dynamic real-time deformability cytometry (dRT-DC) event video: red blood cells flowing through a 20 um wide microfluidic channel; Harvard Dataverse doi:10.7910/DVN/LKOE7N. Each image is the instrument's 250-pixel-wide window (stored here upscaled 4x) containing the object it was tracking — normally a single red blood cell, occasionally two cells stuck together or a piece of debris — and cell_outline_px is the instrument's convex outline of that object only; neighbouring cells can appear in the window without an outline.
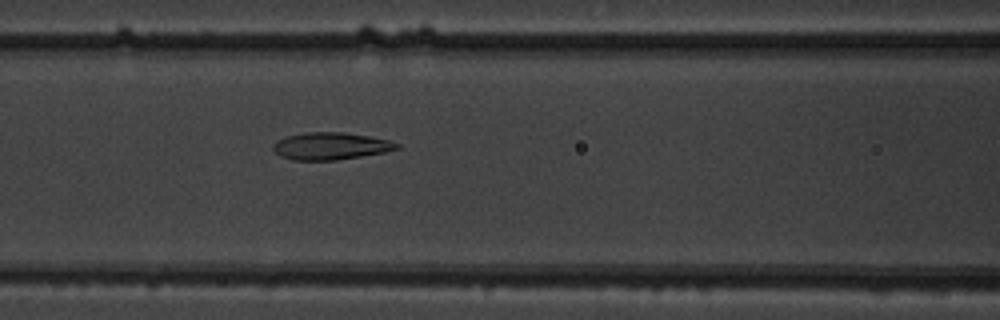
{"species": "common noctule bat (a hibernating species)", "species_latin": "Nyctalus noctula", "temperature_condition": "warm", "stored_images_in_passage": 53, "camera_frame_rate_fps": 3000, "um_per_image_px": 0.085, "animal": {"sex": "male", "body_mass_g": 19.5, "forearm_length_mm": 54.6}, "frame": {"image": 1, "passage_image": 23, "time_ms": 7.333, "image_size_px": [1000, 320], "cell_outline_px": [[400, 148], [384, 152], [336, 160], [292, 160], [280, 156], [272, 148], [272, 144], [276, 140], [284, 136], [304, 132], [344, 132], [368, 136], [388, 140], [400, 144]], "centroid_in_image_um": [28.05, 12.41], "position_along_channel_um": 138.6, "area_um2": 19.71}}
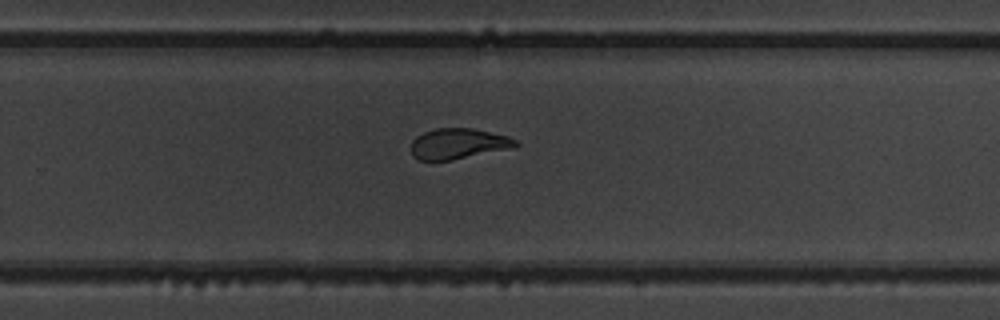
{"frame": {"image": 2, "passage_image": 35, "time_ms": 11.333, "image_size_px": [1000, 320], "cell_outline_px": [[520, 144], [516, 148], [452, 160], [420, 160], [412, 156], [412, 140], [416, 136], [424, 132], [436, 128], [472, 128], [508, 136], [516, 140]], "centroid_in_image_um": [39.0, 12.22], "position_along_channel_um": 290.8, "area_um2": 18.84}}
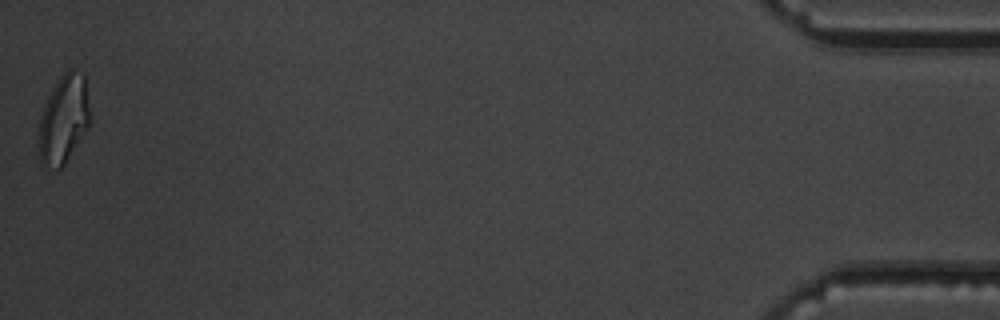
{"frame": {"image": 3, "passage_image": 53, "time_ms": 17.333, "image_size_px": [1000, 320], "cell_outline_px": [[92, 116], [88, 124], [64, 164], [60, 168], [44, 168], [40, 164], [40, 116], [48, 96], [52, 88], [60, 76], [68, 68], [72, 68], [84, 72]], "centroid_in_image_um": [5.43, 10.06], "position_along_channel_um": 429.8, "area_um2": 26.3}, "authors_computed_cell_mechanics": {"area_um2": 21.097, "velocity_mm_per_s": 3.8195, "shape_relaxation_time_tau1_ms": 5.8523, "shape_relaxation_time_tau2_ms": 1.488, "deformation_change_tau1": 0.1845, "deformation_change_tau2": 0.0915}}